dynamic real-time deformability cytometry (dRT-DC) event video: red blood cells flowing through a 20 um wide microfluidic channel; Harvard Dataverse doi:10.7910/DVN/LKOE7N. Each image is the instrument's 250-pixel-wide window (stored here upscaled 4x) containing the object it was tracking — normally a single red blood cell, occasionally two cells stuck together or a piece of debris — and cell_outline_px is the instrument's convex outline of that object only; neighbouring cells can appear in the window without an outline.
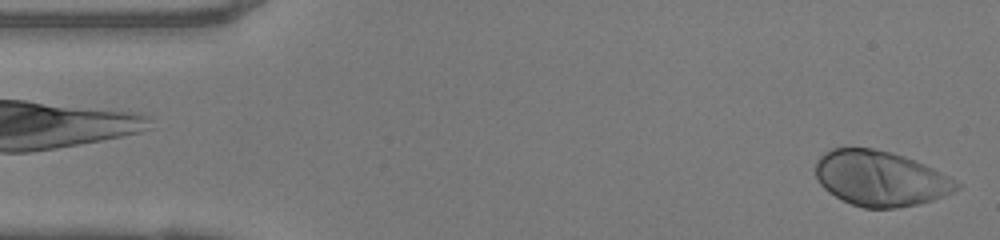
{"species": "human", "species_latin": "Homo sapiens", "temperature_condition": "warm", "stored_images_in_passage": 32, "camera_frame_rate_fps": 3000, "um_per_image_px": 0.085, "donor": {"sex": "female"}, "frame": {"image": 1, "passage_image": 1, "time_ms": 0.0, "image_size_px": [1000, 240], "cell_outline_px": [[960, 188], [952, 192], [932, 200], [916, 204], [896, 208], [864, 208], [852, 204], [828, 192], [820, 184], [816, 176], [816, 160], [824, 152], [832, 148], [872, 148], [892, 152], [904, 156], [924, 164], [956, 180], [960, 184]], "centroid_in_image_um": [74.81, 15.16], "position_along_channel_um": 10.2, "area_um2": 45.14}}
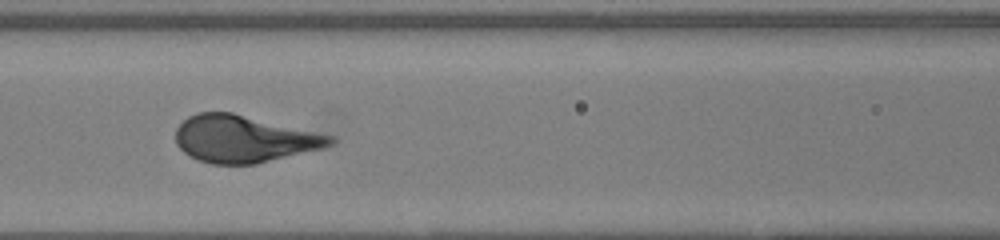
{"frame": {"image": 2, "passage_image": 19, "time_ms": 6.0, "image_size_px": [1000, 240], "cell_outline_px": [[336, 140], [332, 144], [324, 148], [256, 164], [212, 164], [196, 160], [188, 156], [176, 144], [176, 128], [188, 116], [196, 112], [232, 112], [336, 136]], "centroid_in_image_um": [20.74, 11.81], "position_along_channel_um": 145.9, "area_um2": 42.71}}
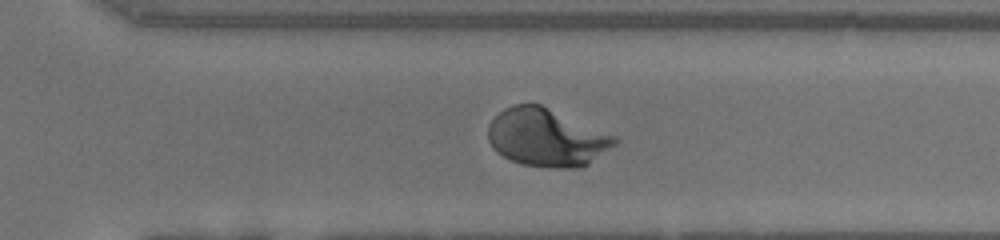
{"frame": {"image": 3, "passage_image": 32, "time_ms": 10.333, "image_size_px": [1000, 240], "cell_outline_px": [[620, 140], [616, 144], [584, 168], [548, 168], [520, 164], [496, 152], [492, 148], [488, 140], [488, 124], [504, 108], [512, 104], [540, 104], [616, 136]], "centroid_in_image_um": [46.46, 11.71], "position_along_channel_um": 324.1, "area_um2": 42.89}}